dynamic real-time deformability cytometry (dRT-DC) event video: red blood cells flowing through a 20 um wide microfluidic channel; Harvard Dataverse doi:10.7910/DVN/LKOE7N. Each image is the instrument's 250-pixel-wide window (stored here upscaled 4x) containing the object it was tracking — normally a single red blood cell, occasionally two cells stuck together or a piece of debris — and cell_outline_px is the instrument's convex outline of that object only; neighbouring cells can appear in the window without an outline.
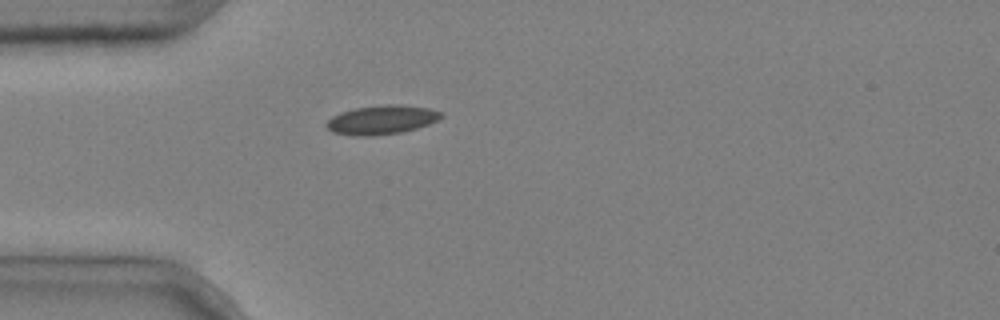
{"species": "common noctule bat (a hibernating species)", "species_latin": "Nyctalus noctula", "temperature_condition": "cold", "stored_images_in_passage": 6, "camera_frame_rate_fps": 3000, "um_per_image_px": 0.085, "animal": {"sex": "male", "body_mass_g": 20.4}, "frame": {"image": 1, "passage_image": 6, "time_ms": 1.667, "image_size_px": [1000, 320], "cell_outline_px": [[444, 116], [428, 124], [416, 128], [400, 132], [372, 136], [352, 136], [332, 132], [324, 124], [332, 116], [340, 112], [356, 108], [388, 104], [400, 104], [428, 108], [444, 112]], "centroid_in_image_um": [32.43, 10.18], "position_along_channel_um": 52.6, "area_um2": 19.42}}